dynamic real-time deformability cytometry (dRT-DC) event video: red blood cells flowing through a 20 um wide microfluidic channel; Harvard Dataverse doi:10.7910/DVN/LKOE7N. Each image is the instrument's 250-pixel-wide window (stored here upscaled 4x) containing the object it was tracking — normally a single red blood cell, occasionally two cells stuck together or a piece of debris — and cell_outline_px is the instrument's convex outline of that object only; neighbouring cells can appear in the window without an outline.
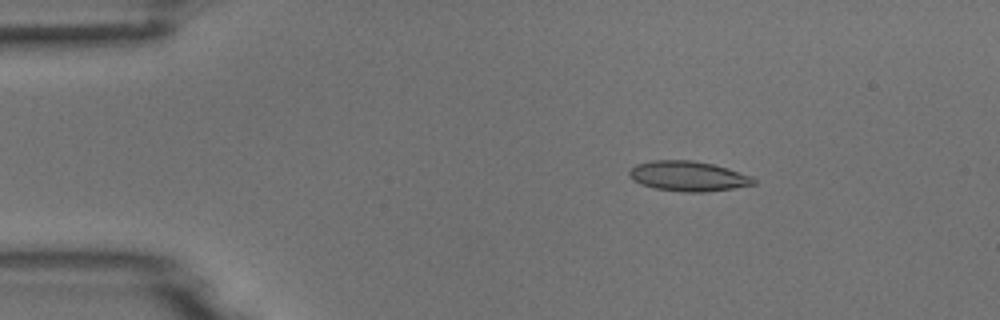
{"species": "common noctule bat (a hibernating species)", "species_latin": "Nyctalus noctula", "temperature_condition": "room temperature", "stored_images_in_passage": 5, "camera_frame_rate_fps": 3000, "um_per_image_px": 0.085, "animal": {"sex": "male", "body_mass_g": 18.8}, "frame": {"image": 1, "passage_image": 3, "time_ms": 2.333, "image_size_px": [1000, 320], "cell_outline_px": [[756, 184], [732, 188], [704, 192], [680, 192], [652, 188], [640, 184], [632, 180], [628, 172], [636, 164], [652, 160], [692, 160], [712, 164], [728, 168], [752, 176], [756, 180]], "centroid_in_image_um": [58.47, 14.98], "position_along_channel_um": 26.5, "area_um2": 21.91}}
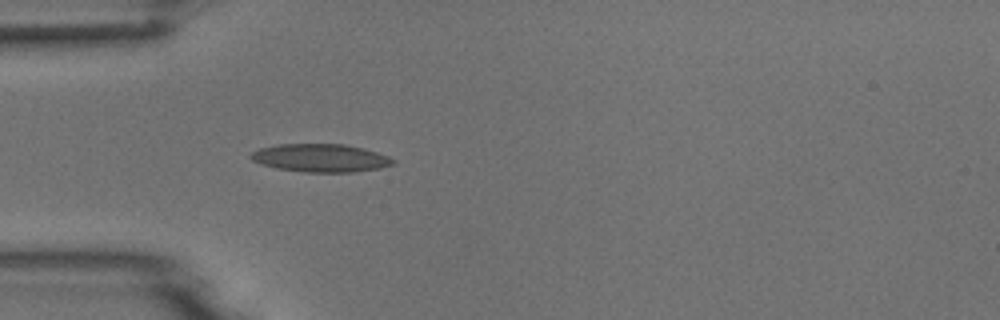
{"frame": {"image": 2, "passage_image": 5, "time_ms": 4.667, "image_size_px": [1000, 320], "cell_outline_px": [[396, 164], [380, 168], [352, 172], [304, 172], [276, 168], [260, 164], [252, 160], [248, 156], [252, 152], [260, 148], [280, 144], [344, 144], [364, 148], [388, 156], [396, 160]], "centroid_in_image_um": [27.26, 13.43], "position_along_channel_um": 57.7, "area_um2": 23.35}}